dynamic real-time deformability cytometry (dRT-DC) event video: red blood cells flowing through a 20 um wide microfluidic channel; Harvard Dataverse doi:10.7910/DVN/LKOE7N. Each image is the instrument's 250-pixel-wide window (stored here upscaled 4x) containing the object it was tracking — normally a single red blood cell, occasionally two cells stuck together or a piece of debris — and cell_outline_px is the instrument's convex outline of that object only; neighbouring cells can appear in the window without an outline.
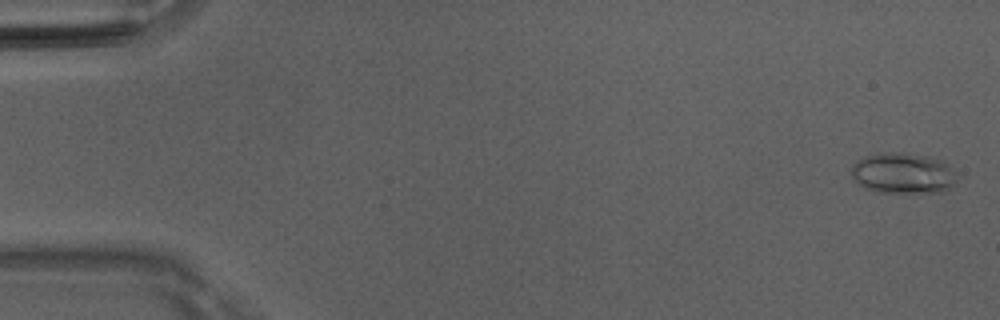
{"species": "Egyptian fruit bat (a non-hibernating species)", "species_latin": "Rousettus aegyptiacus", "temperature_condition": "room temperature", "stored_images_in_passage": 51, "camera_frame_rate_fps": 3000, "um_per_image_px": 0.085, "animal": {"sex": "male"}, "frame": {"image": 1, "passage_image": 2, "time_ms": 0.333, "image_size_px": [1000, 320], "cell_outline_px": [[956, 184], [944, 192], [880, 192], [864, 188], [852, 180], [852, 164], [856, 160], [864, 156], [896, 152], [904, 152], [928, 156], [940, 160], [948, 164], [952, 168], [956, 180]], "centroid_in_image_um": [76.75, 14.73], "position_along_channel_um": 8.3, "area_um2": 25.2}}
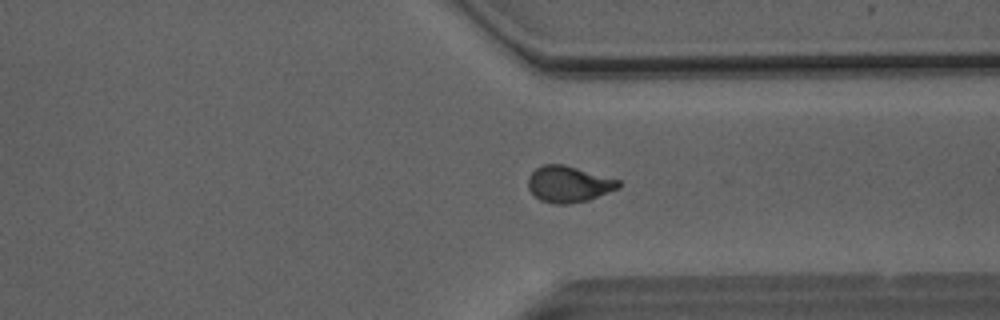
{"frame": {"image": 2, "passage_image": 39, "time_ms": 12.667, "image_size_px": [1000, 320], "cell_outline_px": [[620, 188], [588, 200], [568, 204], [552, 204], [540, 200], [528, 188], [528, 176], [536, 168], [544, 164], [564, 164], [620, 180]], "centroid_in_image_um": [48.33, 15.65], "position_along_channel_um": 363.1, "area_um2": 19.13}}
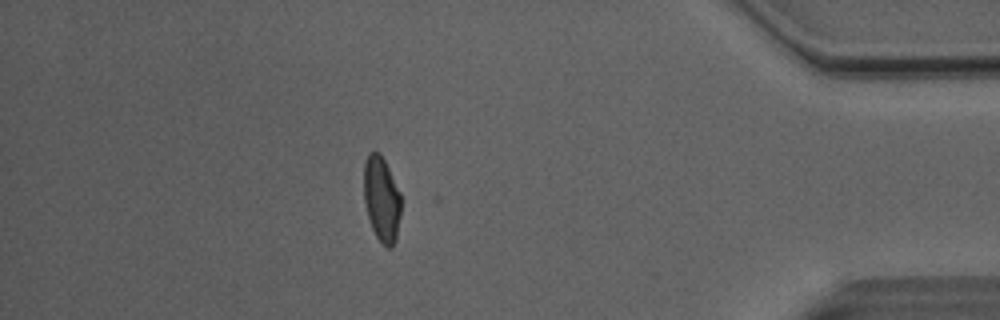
{"frame": {"image": 3, "passage_image": 45, "time_ms": 14.667, "image_size_px": [1000, 320], "cell_outline_px": [[404, 200], [396, 240], [392, 248], [388, 248], [376, 236], [372, 228], [368, 216], [364, 200], [364, 160], [368, 152], [380, 152]], "centroid_in_image_um": [32.47, 16.92], "position_along_channel_um": 402.7, "area_um2": 18.84}, "authors_computed_cell_mechanics": {"area_um2": 18.9006, "velocity_mm_per_s": 4.1071, "shape_relaxation_time_tau1_ms": 4.3062, "shape_relaxation_time_tau2_ms": 1.321, "deformation_change_tau1": 0.1905, "deformation_change_tau2": 0.0721}}